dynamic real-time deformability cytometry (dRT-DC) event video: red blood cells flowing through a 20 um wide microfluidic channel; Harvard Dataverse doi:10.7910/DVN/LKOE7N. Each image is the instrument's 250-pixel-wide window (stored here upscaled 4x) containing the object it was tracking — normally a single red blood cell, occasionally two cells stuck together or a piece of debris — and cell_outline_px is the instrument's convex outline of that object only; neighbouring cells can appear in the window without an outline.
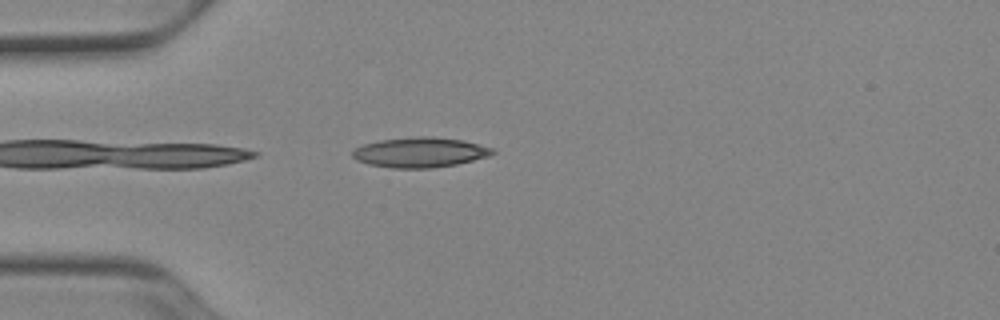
{"species": "Egyptian fruit bat (a non-hibernating species)", "species_latin": "Rousettus aegyptiacus", "temperature_condition": "cold", "stored_images_in_passage": 39, "camera_frame_rate_fps": 3000, "um_per_image_px": 0.085, "animal": {"sex": "female"}, "frame": {"image": 1, "passage_image": 2, "time_ms": 0.333, "image_size_px": [1000, 320], "cell_outline_px": [[496, 152], [488, 156], [456, 164], [432, 168], [392, 168], [368, 164], [356, 160], [352, 156], [352, 152], [356, 148], [364, 144], [380, 140], [420, 136], [432, 136], [464, 140], [492, 148]], "centroid_in_image_um": [35.69, 12.95], "position_along_channel_um": 49.3, "area_um2": 24.39}}
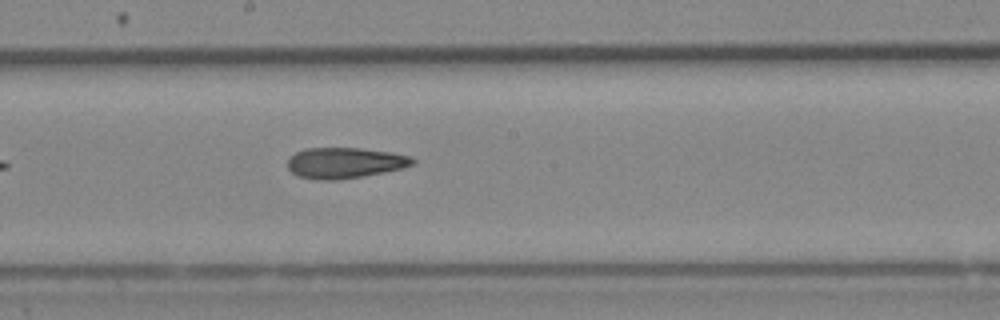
{"frame": {"image": 2, "passage_image": 16, "time_ms": 5.0, "image_size_px": [1000, 320], "cell_outline_px": [[416, 164], [384, 172], [364, 176], [336, 180], [316, 180], [296, 176], [288, 168], [288, 156], [304, 148], [360, 148], [392, 152], [412, 156], [416, 160]], "centroid_in_image_um": [29.3, 13.84], "position_along_channel_um": 218.9, "area_um2": 22.72}}
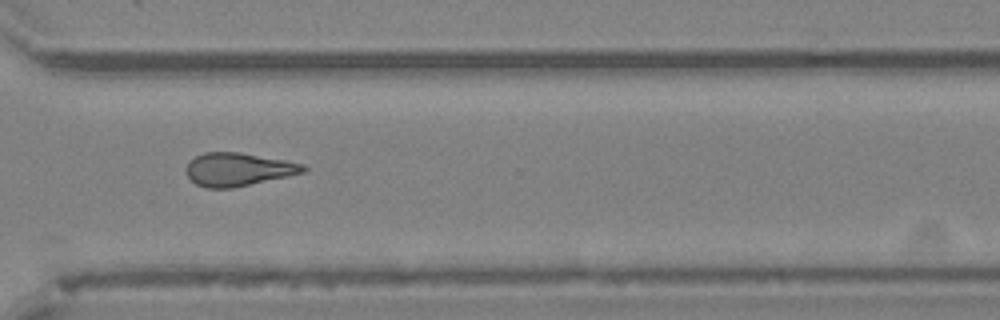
{"frame": {"image": 3, "passage_image": 26, "time_ms": 8.333, "image_size_px": [1000, 320], "cell_outline_px": [[308, 168], [304, 172], [288, 176], [232, 188], [208, 188], [196, 184], [184, 172], [184, 168], [196, 156], [204, 152], [240, 152], [284, 160], [304, 164]], "centroid_in_image_um": [20.23, 14.39], "position_along_channel_um": 350.4, "area_um2": 22.54}, "authors_computed_cell_mechanics": {"area_um2": 22.5998, "velocity_mm_per_s": 3.9376, "shape_relaxation_time_tau1_ms": null, "shape_relaxation_time_tau2_ms": 6.5236, "deformation_change_tau1": null, "deformation_change_tau2": 0.1845}}